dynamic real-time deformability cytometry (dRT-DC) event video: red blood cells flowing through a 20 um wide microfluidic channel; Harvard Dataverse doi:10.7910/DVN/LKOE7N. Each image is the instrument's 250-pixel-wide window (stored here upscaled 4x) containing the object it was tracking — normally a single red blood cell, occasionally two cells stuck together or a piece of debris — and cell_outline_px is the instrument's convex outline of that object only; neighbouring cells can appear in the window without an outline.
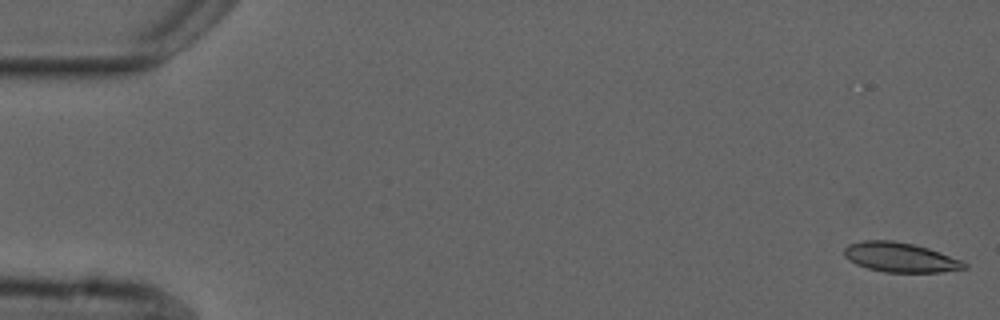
{"species": "common noctule bat (a hibernating species)", "species_latin": "Nyctalus noctula", "temperature_condition": "cold", "stored_images_in_passage": 54, "camera_frame_rate_fps": 3000, "um_per_image_px": 0.085, "animal": {"sex": "male", "forearm_length_mm": 52.5}, "frame": {"image": 1, "passage_image": 1, "time_ms": 0.0, "image_size_px": [1000, 320], "cell_outline_px": [[968, 268], [940, 272], [884, 272], [868, 268], [856, 264], [844, 256], [844, 248], [848, 244], [864, 240], [892, 240], [912, 244], [928, 248], [940, 252], [960, 260], [968, 264]], "centroid_in_image_um": [76.51, 21.87], "position_along_channel_um": 8.5, "area_um2": 20.63}}
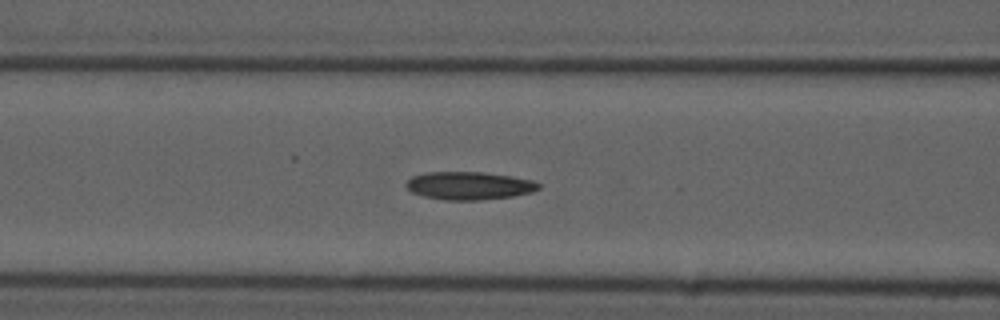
{"frame": {"image": 2, "passage_image": 22, "time_ms": 7.0, "image_size_px": [1000, 320], "cell_outline_px": [[540, 188], [532, 192], [512, 196], [480, 200], [448, 200], [424, 196], [412, 192], [404, 184], [412, 176], [428, 172], [484, 172], [512, 176], [532, 180], [540, 184]], "centroid_in_image_um": [39.89, 15.78], "position_along_channel_um": 126.7, "area_um2": 21.5}}
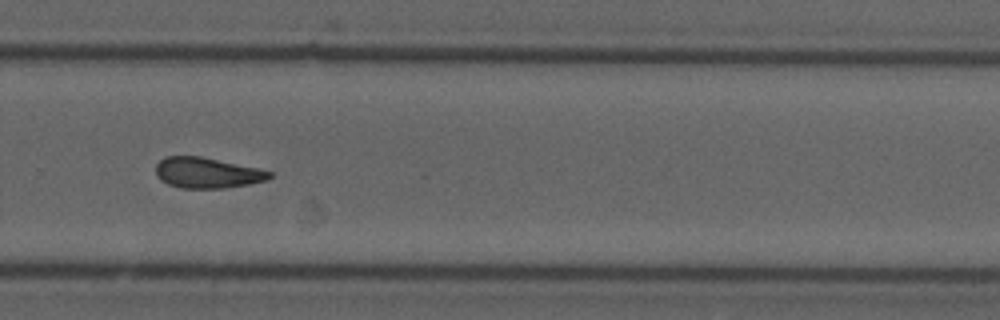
{"frame": {"image": 3, "passage_image": 37, "time_ms": 12.0, "image_size_px": [1000, 320], "cell_outline_px": [[272, 176], [264, 180], [248, 184], [224, 188], [180, 188], [168, 184], [160, 180], [156, 176], [156, 164], [164, 156], [200, 156], [260, 168], [272, 172]], "centroid_in_image_um": [17.57, 14.68], "position_along_channel_um": 312.2, "area_um2": 20.35}, "authors_computed_cell_mechanics": {"area_um2": 20.7213, "velocity_mm_per_s": 3.7237, "shape_relaxation_time_tau1_ms": null, "shape_relaxation_time_tau2_ms": 5.5532, "deformation_change_tau1": null, "deformation_change_tau2": 0.1399}}